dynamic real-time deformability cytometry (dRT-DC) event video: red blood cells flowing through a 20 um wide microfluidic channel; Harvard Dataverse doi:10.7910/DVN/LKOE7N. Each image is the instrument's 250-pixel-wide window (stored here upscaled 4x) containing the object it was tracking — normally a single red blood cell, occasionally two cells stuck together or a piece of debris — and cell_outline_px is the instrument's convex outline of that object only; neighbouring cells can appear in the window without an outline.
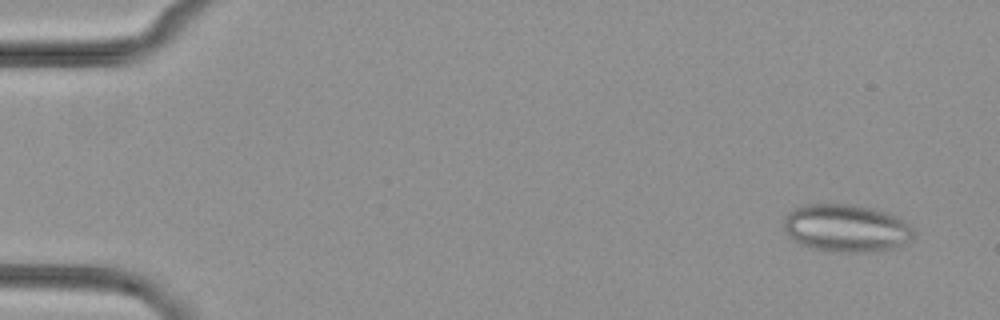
{"species": "common noctule bat (a hibernating species)", "species_latin": "Nyctalus noctula", "temperature_condition": "cold", "stored_images_in_passage": 54, "camera_frame_rate_fps": 3000, "um_per_image_px": 0.085, "animal": {"sex": "female", "body_mass_g": 29.2, "forearm_length_mm": 56.3}, "frame": {"image": 1, "passage_image": 4, "time_ms": 1.0, "image_size_px": [1000, 320], "cell_outline_px": [[912, 236], [908, 240], [896, 248], [868, 252], [828, 252], [808, 248], [792, 240], [788, 236], [784, 228], [784, 216], [788, 212], [800, 204], [852, 204], [872, 208], [888, 212], [896, 216], [908, 224], [912, 228]], "centroid_in_image_um": [71.86, 19.39], "position_along_channel_um": 13.1, "area_um2": 36.47}}
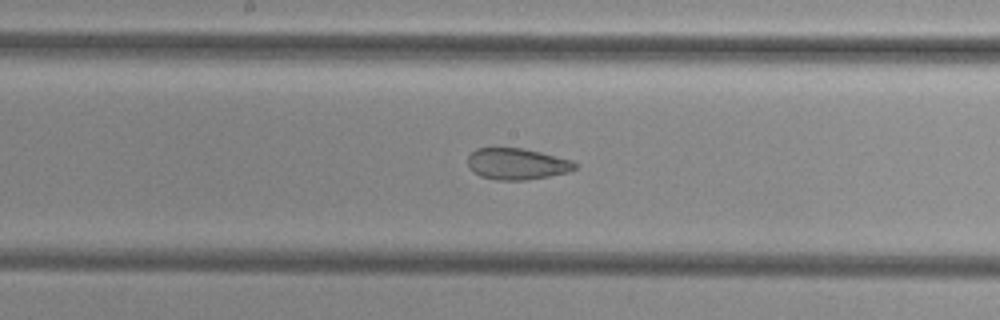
{"frame": {"image": 2, "passage_image": 29, "time_ms": 9.333, "image_size_px": [1000, 320], "cell_outline_px": [[576, 168], [568, 172], [548, 176], [524, 180], [496, 180], [480, 176], [468, 164], [468, 156], [476, 148], [520, 148], [540, 152], [572, 160], [576, 164]], "centroid_in_image_um": [43.94, 13.93], "position_along_channel_um": 204.3, "area_um2": 19.31}}
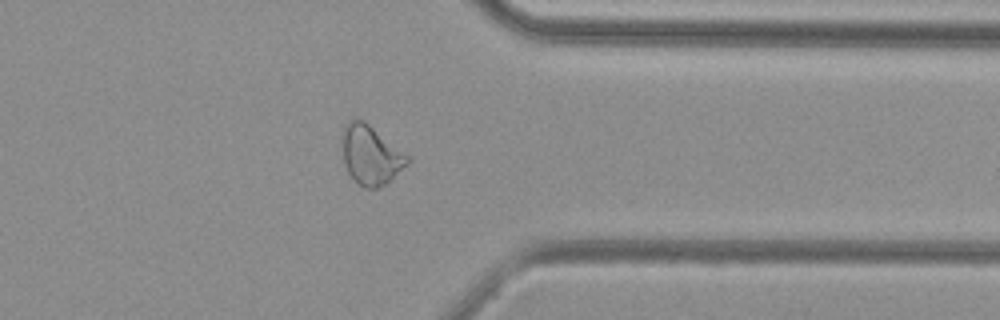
{"frame": {"image": 3, "passage_image": 43, "time_ms": 14.0, "image_size_px": [1000, 320], "cell_outline_px": [[412, 160], [408, 164], [384, 184], [376, 188], [364, 188], [352, 180], [344, 164], [344, 124], [348, 120], [356, 116], [364, 120], [408, 156]], "centroid_in_image_um": [31.5, 13.16], "position_along_channel_um": 379.9, "area_um2": 22.2}}